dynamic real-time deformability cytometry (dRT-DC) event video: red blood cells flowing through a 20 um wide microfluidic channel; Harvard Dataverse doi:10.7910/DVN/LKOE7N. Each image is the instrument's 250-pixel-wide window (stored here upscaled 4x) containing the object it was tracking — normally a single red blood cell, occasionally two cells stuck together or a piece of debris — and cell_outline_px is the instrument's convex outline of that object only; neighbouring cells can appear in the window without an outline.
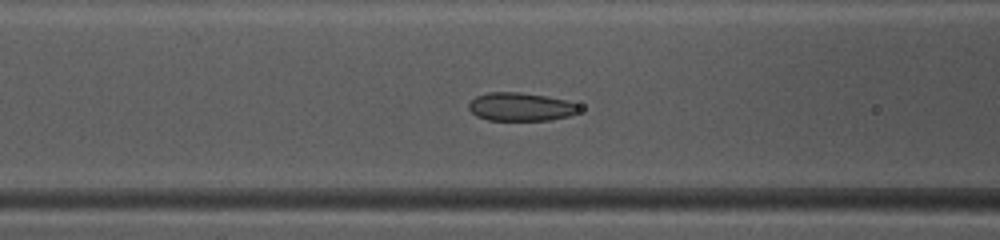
{"species": "common noctule bat (a hibernating species)", "species_latin": "Nyctalus noctula", "temperature_condition": "warm", "stored_images_in_passage": 37, "camera_frame_rate_fps": 3000, "um_per_image_px": 0.085, "animal": {"sex": "female", "body_mass_g": 10.0, "forearm_length_mm": 53.1}, "frame": {"image": 1, "passage_image": 9, "time_ms": 2.667, "image_size_px": [1000, 240], "cell_outline_px": [[580, 108], [576, 112], [568, 116], [552, 120], [488, 120], [476, 116], [468, 108], [468, 104], [476, 96], [488, 92], [520, 92], [544, 96], [564, 100], [576, 104]], "centroid_in_image_um": [44.21, 9.08], "position_along_channel_um": 122.4, "area_um2": 18.03}}
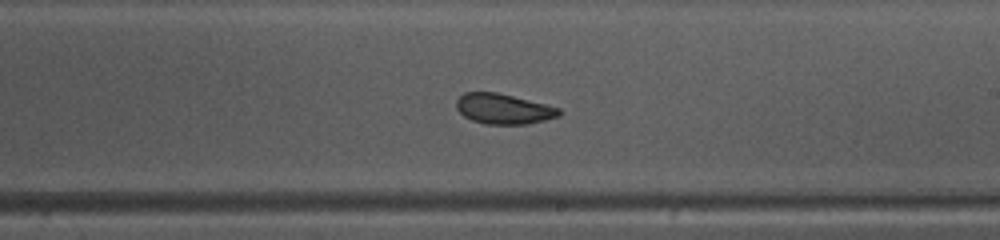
{"frame": {"image": 2, "passage_image": 18, "time_ms": 5.667, "image_size_px": [1000, 240], "cell_outline_px": [[560, 116], [528, 124], [484, 124], [472, 120], [464, 116], [456, 108], [456, 100], [464, 92], [496, 92], [560, 108]], "centroid_in_image_um": [42.77, 9.26], "position_along_channel_um": 246.2, "area_um2": 17.98}}
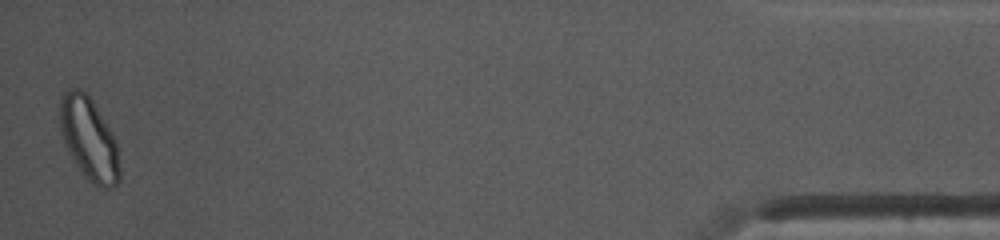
{"frame": {"image": 3, "passage_image": 37, "time_ms": 12.0, "image_size_px": [1000, 240], "cell_outline_px": [[120, 180], [112, 188], [100, 188], [92, 184], [84, 176], [72, 160], [64, 144], [60, 132], [60, 96], [68, 88], [80, 88], [92, 100], [116, 140], [120, 168]], "centroid_in_image_um": [7.55, 11.83], "position_along_channel_um": 427.7, "area_um2": 29.07}, "authors_computed_cell_mechanics": {"area_um2": 18.9584, "velocity_mm_per_s": 4.125, "shape_relaxation_time_tau1_ms": 4.0313, "shape_relaxation_time_tau2_ms": 1.4948, "deformation_change_tau1": 0.085, "deformation_change_tau2": 0.0764}}